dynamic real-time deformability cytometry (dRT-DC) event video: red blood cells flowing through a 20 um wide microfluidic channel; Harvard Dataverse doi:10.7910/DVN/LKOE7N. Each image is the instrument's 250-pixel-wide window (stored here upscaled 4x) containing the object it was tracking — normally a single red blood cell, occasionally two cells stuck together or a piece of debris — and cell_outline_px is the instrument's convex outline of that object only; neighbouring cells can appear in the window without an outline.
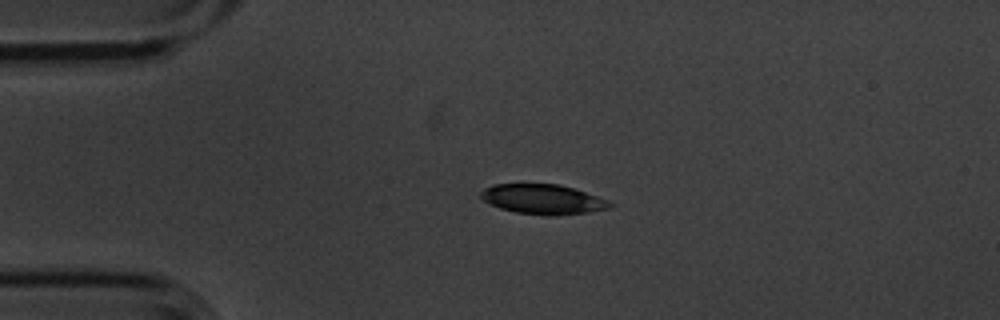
{"species": "common noctule bat (a hibernating species)", "species_latin": "Nyctalus noctula", "temperature_condition": "cold", "stored_images_in_passage": 4, "camera_frame_rate_fps": 3000, "um_per_image_px": 0.085, "animal": {"sex": "male", "body_mass_g": 20.1, "forearm_length_mm": 53.5}, "frame": {"image": 1, "passage_image": 3, "time_ms": 0.667, "image_size_px": [1000, 320], "cell_outline_px": [[616, 204], [612, 208], [588, 212], [556, 216], [548, 216], [516, 212], [500, 208], [488, 204], [480, 196], [480, 192], [484, 188], [492, 184], [560, 184], [608, 200]], "centroid_in_image_um": [46.15, 16.94], "position_along_channel_um": 38.8, "area_um2": 22.6}}